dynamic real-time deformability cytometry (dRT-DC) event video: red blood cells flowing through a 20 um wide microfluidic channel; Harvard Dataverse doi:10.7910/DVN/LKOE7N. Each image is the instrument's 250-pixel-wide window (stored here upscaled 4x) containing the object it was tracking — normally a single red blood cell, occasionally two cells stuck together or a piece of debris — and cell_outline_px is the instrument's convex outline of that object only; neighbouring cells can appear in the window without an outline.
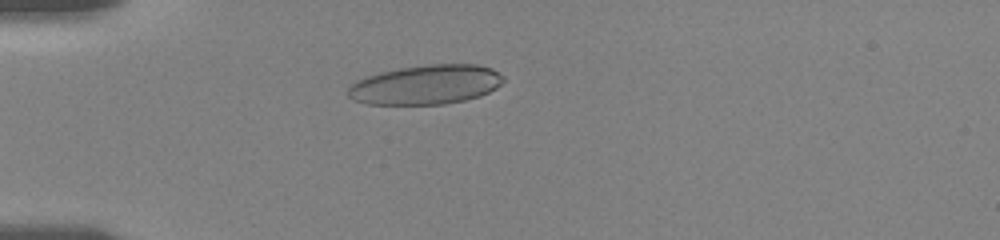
{"species": "human", "species_latin": "Homo sapiens", "temperature_condition": "room temperature", "stored_images_in_passage": 56, "camera_frame_rate_fps": 3000, "um_per_image_px": 0.085, "donor": {"sex": "female"}, "frame": {"image": 1, "passage_image": 16, "time_ms": 5.0, "image_size_px": [1000, 240], "cell_outline_px": [[504, 80], [496, 88], [480, 96], [464, 100], [444, 104], [368, 104], [352, 100], [348, 96], [348, 88], [356, 80], [380, 72], [400, 68], [428, 64], [480, 64], [492, 68], [504, 76]], "centroid_in_image_um": [36.21, 7.19], "position_along_channel_um": 48.8, "area_um2": 35.78}}
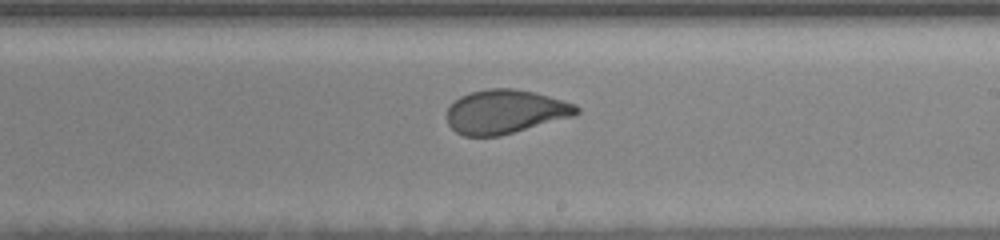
{"frame": {"image": 2, "passage_image": 34, "time_ms": 11.0, "image_size_px": [1000, 240], "cell_outline_px": [[580, 112], [572, 116], [500, 136], [464, 136], [456, 132], [448, 124], [448, 108], [460, 96], [472, 92], [488, 88], [512, 88], [532, 92], [548, 96], [576, 104], [580, 108]], "centroid_in_image_um": [42.94, 9.49], "position_along_channel_um": 246.1, "area_um2": 32.83}}
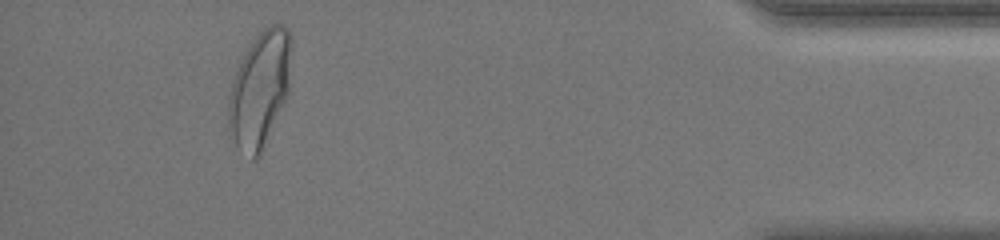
{"frame": {"image": 3, "passage_image": 52, "time_ms": 17.0, "image_size_px": [1000, 240], "cell_outline_px": [[292, 44], [288, 92], [260, 156], [252, 160], [236, 148], [228, 128], [228, 96], [232, 80], [240, 60], [256, 36], [264, 28], [272, 24], [284, 24], [288, 28], [292, 36]], "centroid_in_image_um": [22.07, 7.59], "position_along_channel_um": 413.1, "area_um2": 42.71}, "authors_computed_cell_mechanics": {"area_um2": 35.1713, "velocity_mm_per_s": 3.6201, "shape_relaxation_time_tau1_ms": 4.7345, "shape_relaxation_time_tau2_ms": 0.7794, "deformation_change_tau1": 0.1645, "deformation_change_tau2": 0.0588}}